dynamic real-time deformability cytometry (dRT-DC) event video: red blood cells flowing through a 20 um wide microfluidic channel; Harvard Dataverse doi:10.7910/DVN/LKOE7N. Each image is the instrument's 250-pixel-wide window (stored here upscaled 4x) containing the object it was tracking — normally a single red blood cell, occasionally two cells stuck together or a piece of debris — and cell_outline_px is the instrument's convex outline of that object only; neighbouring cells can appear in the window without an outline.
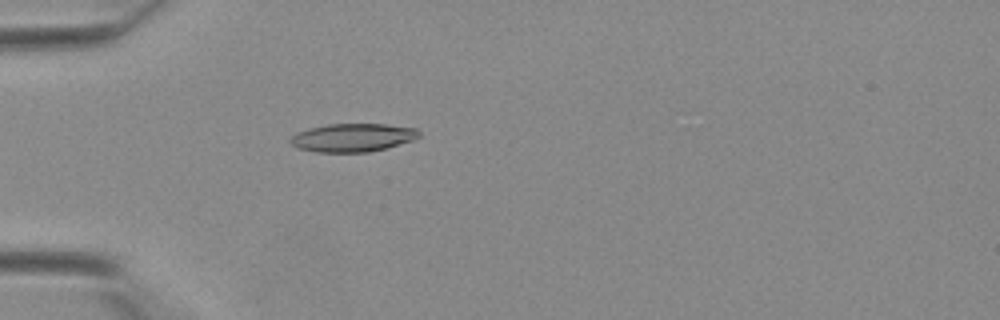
{"species": "Egyptian fruit bat (a non-hibernating species)", "species_latin": "Rousettus aegyptiacus", "temperature_condition": "warm", "stored_images_in_passage": 25, "camera_frame_rate_fps": 3000, "um_per_image_px": 0.085, "animal": {"sex": "female"}, "frame": {"image": 1, "passage_image": 3, "time_ms": 0.667, "image_size_px": [1000, 320], "cell_outline_px": [[420, 136], [412, 140], [384, 148], [368, 152], [316, 152], [300, 148], [292, 144], [288, 140], [296, 132], [308, 128], [328, 124], [388, 124], [416, 128], [420, 132]], "centroid_in_image_um": [29.96, 11.68], "position_along_channel_um": 55.0, "area_um2": 21.1}}
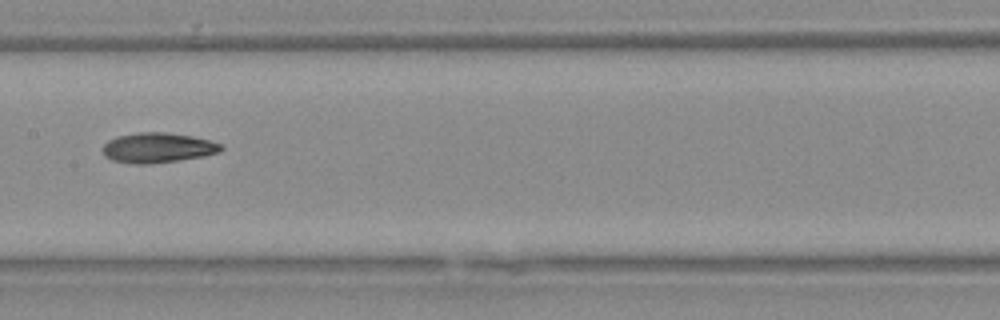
{"frame": {"image": 2, "passage_image": 12, "time_ms": 3.667, "image_size_px": [1000, 320], "cell_outline_px": [[224, 148], [220, 152], [204, 156], [152, 164], [132, 164], [112, 160], [104, 156], [104, 144], [108, 140], [116, 136], [136, 132], [164, 132], [192, 136], [208, 140], [220, 144]], "centroid_in_image_um": [13.39, 12.56], "position_along_channel_um": 194.0, "area_um2": 20.75}}
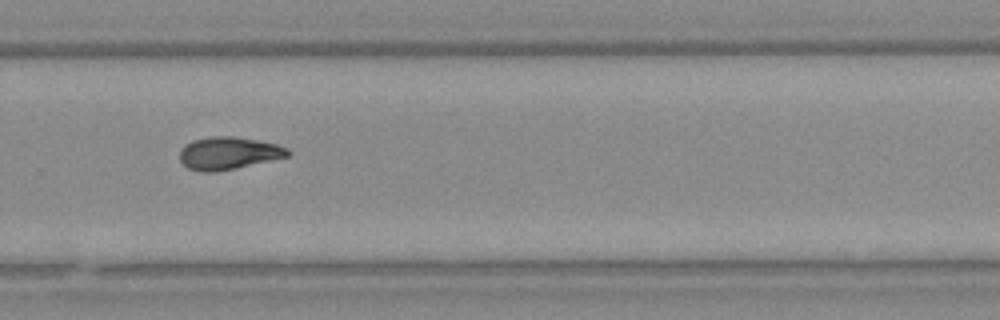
{"frame": {"image": 3, "passage_image": 19, "time_ms": 6.0, "image_size_px": [1000, 320], "cell_outline_px": [[292, 152], [288, 156], [236, 168], [216, 172], [200, 172], [188, 168], [180, 160], [180, 148], [184, 144], [192, 140], [212, 136], [232, 136], [256, 140], [276, 144], [288, 148]], "centroid_in_image_um": [19.39, 13.02], "position_along_channel_um": 310.4, "area_um2": 20.52}}